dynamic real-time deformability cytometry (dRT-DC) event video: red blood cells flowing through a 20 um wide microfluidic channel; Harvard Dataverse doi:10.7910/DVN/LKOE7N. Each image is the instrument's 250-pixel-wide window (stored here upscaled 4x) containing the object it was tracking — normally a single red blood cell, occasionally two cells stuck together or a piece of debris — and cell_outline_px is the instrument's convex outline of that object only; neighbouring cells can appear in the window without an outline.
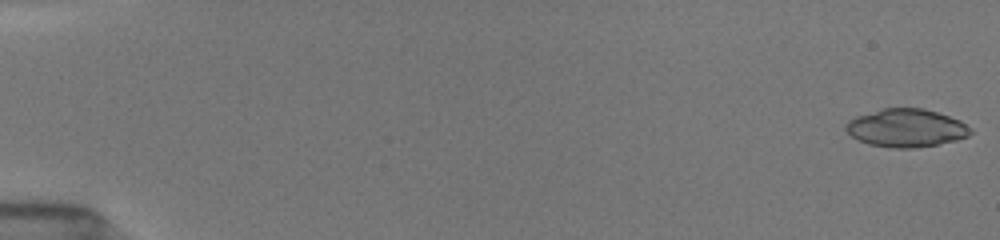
{"species": "common noctule bat (a hibernating species)", "species_latin": "Nyctalus noctula", "temperature_condition": "room temperature", "stored_images_in_passage": 38, "camera_frame_rate_fps": 3000, "um_per_image_px": 0.085, "animal": {"sex": "female", "body_mass_g": 19.5, "forearm_length_mm": 54.1}, "frame": {"image": 1, "passage_image": 1, "time_ms": 0.0, "image_size_px": [1000, 240], "cell_outline_px": [[972, 132], [968, 136], [956, 140], [916, 148], [892, 148], [868, 144], [852, 136], [844, 128], [848, 120], [856, 116], [884, 108], [924, 108], [960, 120], [972, 128]], "centroid_in_image_um": [77.03, 10.88], "position_along_channel_um": 8.0, "area_um2": 27.57}}
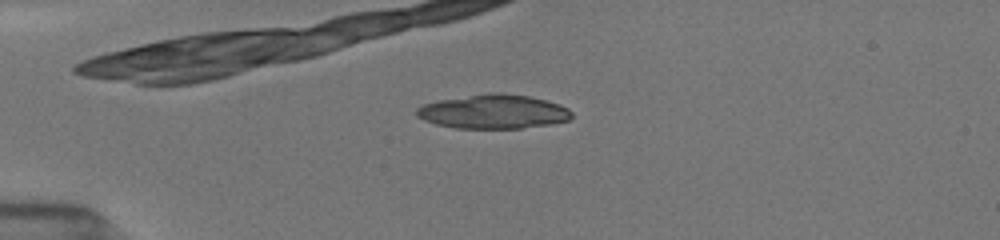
{"frame": {"image": 2, "passage_image": 21, "time_ms": 4.333, "image_size_px": [1000, 240], "cell_outline_px": [[572, 116], [568, 120], [548, 124], [520, 128], [456, 128], [436, 124], [424, 120], [416, 116], [416, 108], [424, 104], [440, 100], [488, 92], [500, 92], [528, 96], [560, 104], [568, 108], [572, 112]], "centroid_in_image_um": [41.92, 9.48], "position_along_channel_um": 43.1, "area_um2": 30.69}}